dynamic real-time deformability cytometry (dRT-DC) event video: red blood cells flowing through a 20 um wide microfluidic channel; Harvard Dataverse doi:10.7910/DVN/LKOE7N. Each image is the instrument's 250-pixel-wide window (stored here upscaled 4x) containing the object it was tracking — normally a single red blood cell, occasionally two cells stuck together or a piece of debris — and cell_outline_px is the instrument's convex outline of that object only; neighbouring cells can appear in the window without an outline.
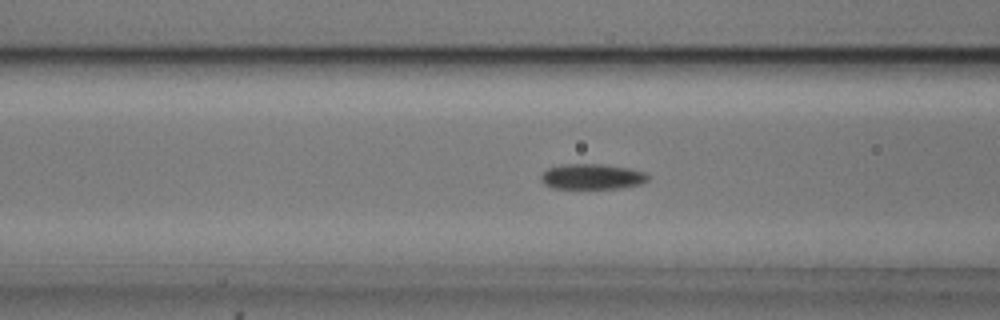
{"species": "common noctule bat (a hibernating species)", "species_latin": "Nyctalus noctula", "temperature_condition": "cold", "stored_images_in_passage": 48, "camera_frame_rate_fps": 3000, "um_per_image_px": 0.085, "animal": {"sex": "male", "body_mass_g": 20.5, "forearm_length_mm": 52.5}, "frame": {"image": 1, "passage_image": 22, "time_ms": 7.0, "image_size_px": [1000, 320], "cell_outline_px": [[648, 180], [640, 184], [620, 188], [552, 188], [544, 184], [540, 180], [540, 176], [548, 168], [560, 164], [604, 164], [628, 168], [644, 172], [648, 176]], "centroid_in_image_um": [50.29, 15.0], "position_along_channel_um": 116.3, "area_um2": 15.84}}
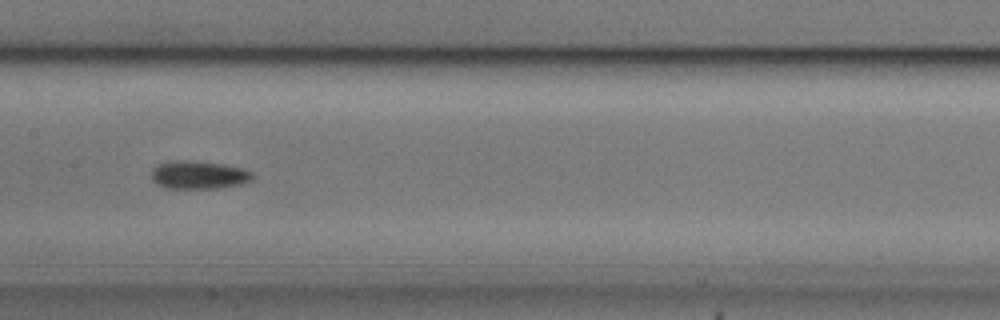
{"frame": {"image": 2, "passage_image": 28, "time_ms": 9.0, "image_size_px": [1000, 320], "cell_outline_px": [[256, 176], [252, 180], [240, 184], [216, 188], [164, 188], [156, 184], [152, 180], [152, 168], [156, 164], [168, 160], [192, 160], [224, 164], [244, 168], [252, 172]], "centroid_in_image_um": [16.87, 14.85], "position_along_channel_um": 190.5, "area_um2": 16.94}}
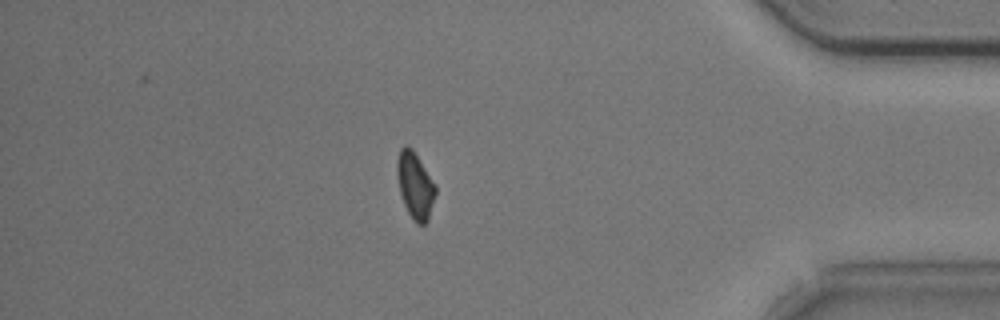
{"frame": {"image": 3, "passage_image": 48, "time_ms": 15.667, "image_size_px": [1000, 320], "cell_outline_px": [[436, 192], [428, 220], [424, 224], [416, 224], [412, 220], [404, 204], [400, 192], [396, 172], [396, 160], [400, 148], [404, 144], [412, 148], [436, 184]], "centroid_in_image_um": [35.27, 15.74], "position_along_channel_um": 399.9, "area_um2": 15.03}, "authors_computed_cell_mechanics": {"area_um2": 15.606, "velocity_mm_per_s": 3.6959, "shape_relaxation_time_tau1_ms": 3.7513, "shape_relaxation_time_tau2_ms": null, "deformation_change_tau1": 0.0843, "deformation_change_tau2": null}}